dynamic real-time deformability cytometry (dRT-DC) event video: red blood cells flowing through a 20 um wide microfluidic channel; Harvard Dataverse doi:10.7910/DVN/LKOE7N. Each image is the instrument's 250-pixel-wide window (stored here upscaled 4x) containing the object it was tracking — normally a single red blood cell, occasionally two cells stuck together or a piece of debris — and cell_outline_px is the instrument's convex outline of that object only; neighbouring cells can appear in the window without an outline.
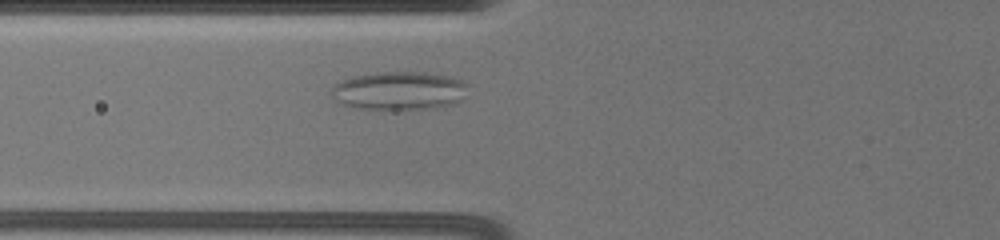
{"species": "common noctule bat (a hibernating species)", "species_latin": "Nyctalus noctula", "temperature_condition": "warm", "stored_images_in_passage": 19, "camera_frame_rate_fps": 3000, "um_per_image_px": 0.085, "animal": {"sex": "female", "body_mass_g": 19.5, "forearm_length_mm": 54.1}, "frame": {"image": 1, "passage_image": 4, "time_ms": 3.0, "image_size_px": [1000, 240], "cell_outline_px": [[468, 84], [460, 100], [452, 104], [428, 108], [356, 108], [340, 104], [332, 92], [332, 88], [336, 84], [352, 76], [380, 72], [424, 72], [452, 76]], "centroid_in_image_um": [33.93, 7.69], "position_along_channel_um": 91.9, "area_um2": 29.88}}
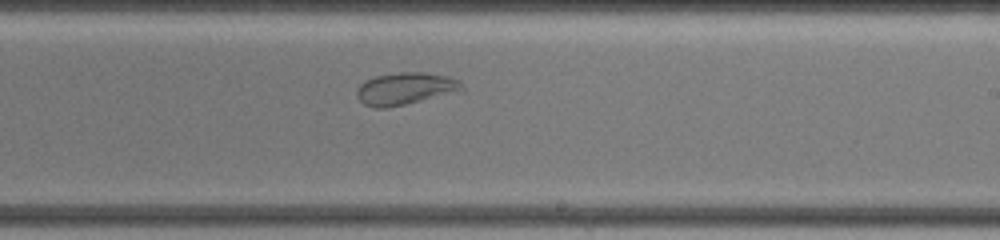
{"frame": {"image": 2, "passage_image": 11, "time_ms": 7.667, "image_size_px": [1000, 240], "cell_outline_px": [[464, 88], [420, 100], [404, 104], [384, 108], [372, 108], [364, 104], [356, 96], [356, 92], [360, 84], [376, 76], [400, 72], [424, 72], [448, 76], [460, 80]], "centroid_in_image_um": [34.38, 7.52], "position_along_channel_um": 254.6, "area_um2": 19.13}}
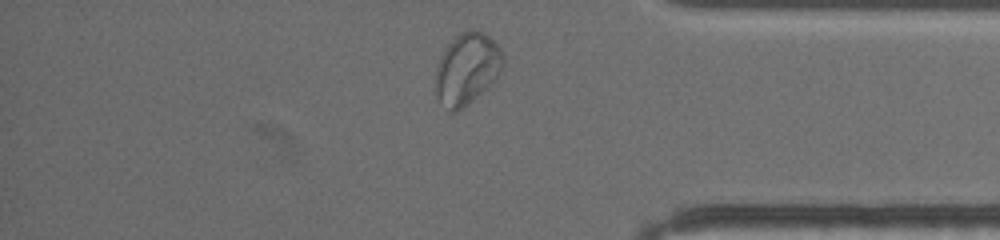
{"frame": {"image": 3, "passage_image": 18, "time_ms": 12.0, "image_size_px": [1000, 240], "cell_outline_px": [[504, 64], [496, 80], [468, 104], [456, 112], [452, 112], [436, 96], [436, 76], [440, 60], [448, 44], [460, 32], [472, 28], [484, 32], [504, 52]], "centroid_in_image_um": [39.75, 5.82], "position_along_channel_um": 395.5, "area_um2": 27.86}, "authors_computed_cell_mechanics": {"area_um2": 21.097, "velocity_mm_per_s": 3.4952, "shape_relaxation_time_tau1_ms": null, "shape_relaxation_time_tau2_ms": 2.4376, "deformation_change_tau1": null, "deformation_change_tau2": 0.0789}}